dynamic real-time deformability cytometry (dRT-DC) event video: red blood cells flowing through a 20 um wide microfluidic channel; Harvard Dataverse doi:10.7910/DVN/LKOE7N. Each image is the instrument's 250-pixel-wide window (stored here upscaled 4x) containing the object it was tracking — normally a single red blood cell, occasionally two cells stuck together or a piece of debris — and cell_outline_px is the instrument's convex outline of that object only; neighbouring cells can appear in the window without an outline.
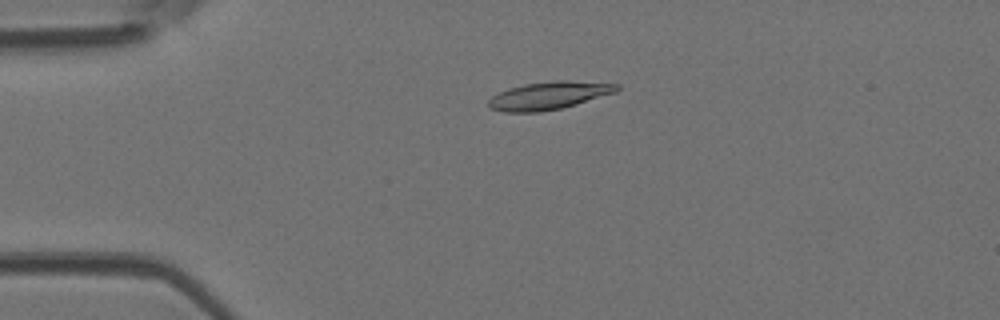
{"species": "Egyptian fruit bat (a non-hibernating species)", "species_latin": "Rousettus aegyptiacus", "temperature_condition": "room temperature", "stored_images_in_passage": 4, "camera_frame_rate_fps": 3000, "um_per_image_px": 0.085, "animal": {"sex": "female"}, "frame": {"image": 1, "passage_image": 3, "time_ms": 0.667, "image_size_px": [1000, 320], "cell_outline_px": [[620, 88], [616, 92], [576, 104], [560, 108], [540, 112], [504, 112], [492, 108], [488, 104], [488, 100], [492, 96], [508, 88], [524, 84], [552, 80], [568, 80], [620, 84]], "centroid_in_image_um": [46.67, 8.11], "position_along_channel_um": 38.3, "area_um2": 20.75}}